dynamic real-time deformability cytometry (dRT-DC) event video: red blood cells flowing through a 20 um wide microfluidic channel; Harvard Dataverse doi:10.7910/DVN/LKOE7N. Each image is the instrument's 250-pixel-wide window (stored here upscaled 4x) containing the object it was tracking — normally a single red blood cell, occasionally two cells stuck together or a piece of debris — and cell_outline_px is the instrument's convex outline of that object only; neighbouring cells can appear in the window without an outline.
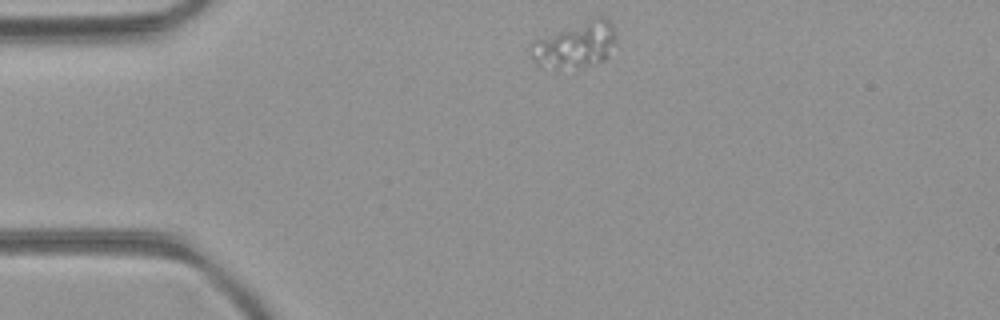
{"species": "common noctule bat (a hibernating species)", "species_latin": "Nyctalus noctula", "temperature_condition": "room temperature", "stored_images_in_passage": 41, "camera_frame_rate_fps": 3000, "um_per_image_px": 0.085, "animal": {"sex": "female", "body_mass_g": 21.9}, "frame": {"image": 1, "passage_image": 1, "time_ms": 0.0, "image_size_px": [1000, 320], "cell_outline_px": [[616, 44], [608, 56], [604, 60], [584, 64], [536, 64], [528, 52], [528, 44], [532, 40], [592, 16], [604, 16], [612, 24], [616, 32]], "centroid_in_image_um": [48.93, 3.67], "position_along_channel_um": 36.1, "area_um2": 22.37}}
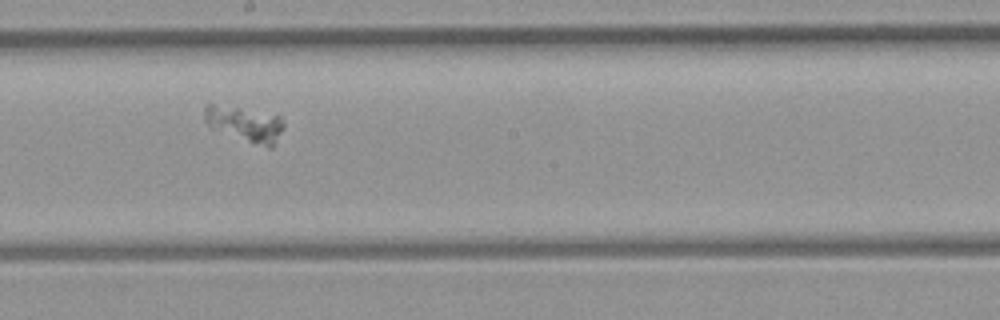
{"frame": {"image": 2, "passage_image": 18, "time_ms": 5.667, "image_size_px": [1000, 320], "cell_outline_px": [[284, 128], [272, 148], [268, 148], [212, 128], [204, 120], [204, 108], [208, 104], [212, 104], [276, 112], [280, 116], [284, 124]], "centroid_in_image_um": [20.88, 10.5], "position_along_channel_um": 227.3, "area_um2": 16.47}}
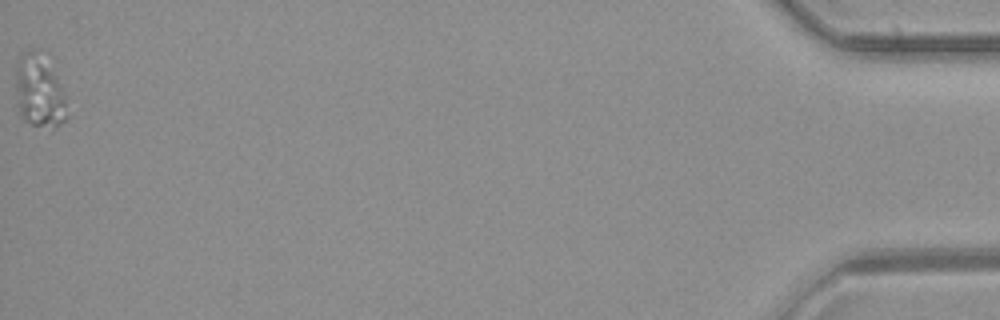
{"frame": {"image": 3, "passage_image": 41, "time_ms": 13.333, "image_size_px": [1000, 320], "cell_outline_px": [[68, 116], [64, 120], [56, 124], [32, 124], [20, 112], [16, 88], [16, 72], [20, 56], [24, 52], [32, 48], [44, 48], [52, 52], [56, 60], [64, 96]], "centroid_in_image_um": [3.42, 7.47], "position_along_channel_um": 431.8, "area_um2": 22.54}}